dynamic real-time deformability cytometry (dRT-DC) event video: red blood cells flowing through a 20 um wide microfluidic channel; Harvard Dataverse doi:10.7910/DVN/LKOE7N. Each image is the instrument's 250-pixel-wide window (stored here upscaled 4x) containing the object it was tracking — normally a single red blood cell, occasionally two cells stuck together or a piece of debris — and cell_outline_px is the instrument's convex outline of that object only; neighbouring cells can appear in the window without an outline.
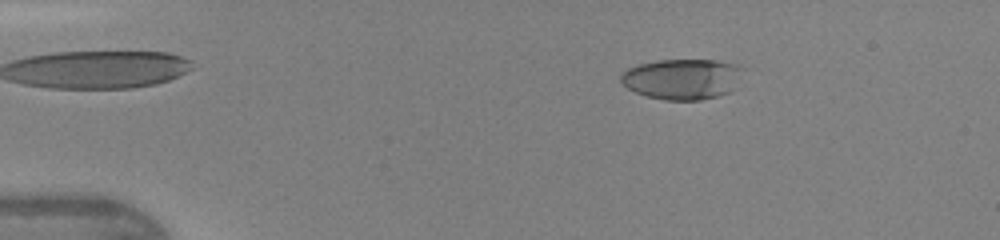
{"species": "human", "species_latin": "Homo sapiens", "temperature_condition": "warm", "stored_images_in_passage": 47, "camera_frame_rate_fps": 3000, "um_per_image_px": 0.085, "donor": {"sex": "female"}, "frame": {"image": 1, "passage_image": 8, "time_ms": 2.333, "image_size_px": [1000, 240], "cell_outline_px": [[744, 68], [732, 92], [720, 96], [700, 100], [664, 100], [648, 96], [636, 92], [628, 88], [620, 80], [620, 76], [628, 68], [640, 64], [656, 60], [716, 60], [736, 64]], "centroid_in_image_um": [58.03, 6.72], "position_along_channel_um": 27.0, "area_um2": 28.96}}
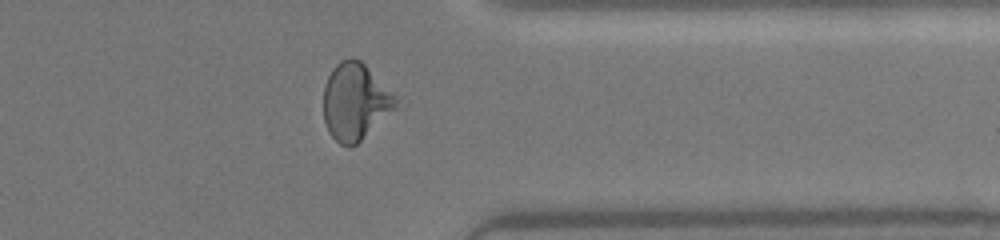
{"frame": {"image": 2, "passage_image": 38, "time_ms": 12.333, "image_size_px": [1000, 240], "cell_outline_px": [[400, 96], [396, 108], [352, 148], [348, 148], [340, 144], [328, 132], [324, 120], [324, 84], [332, 68], [340, 60], [352, 56], [360, 60]], "centroid_in_image_um": [30.22, 8.62], "position_along_channel_um": 381.2, "area_um2": 32.95}}
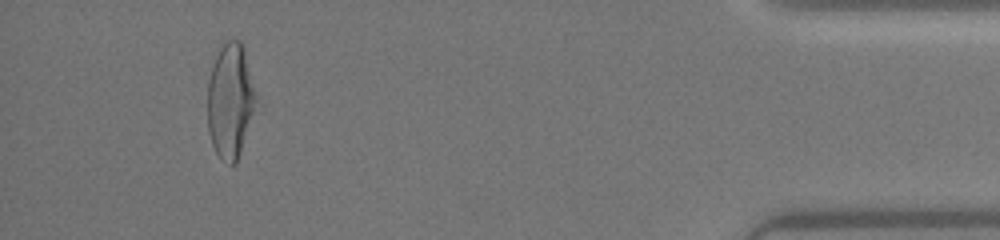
{"frame": {"image": 3, "passage_image": 44, "time_ms": 14.333, "image_size_px": [1000, 240], "cell_outline_px": [[256, 100], [240, 152], [236, 164], [232, 164], [220, 156], [216, 152], [212, 144], [208, 132], [208, 80], [212, 64], [220, 48], [228, 40], [240, 40], [244, 48], [256, 96]], "centroid_in_image_um": [19.55, 8.53], "position_along_channel_um": 415.7, "area_um2": 31.62}, "authors_computed_cell_mechanics": {"area_um2": 30.923, "velocity_mm_per_s": 4.3369, "shape_relaxation_time_tau1_ms": 5.5605, "shape_relaxation_time_tau2_ms": 1.0817, "deformation_change_tau1": 0.2264, "deformation_change_tau2": 0.0738}}